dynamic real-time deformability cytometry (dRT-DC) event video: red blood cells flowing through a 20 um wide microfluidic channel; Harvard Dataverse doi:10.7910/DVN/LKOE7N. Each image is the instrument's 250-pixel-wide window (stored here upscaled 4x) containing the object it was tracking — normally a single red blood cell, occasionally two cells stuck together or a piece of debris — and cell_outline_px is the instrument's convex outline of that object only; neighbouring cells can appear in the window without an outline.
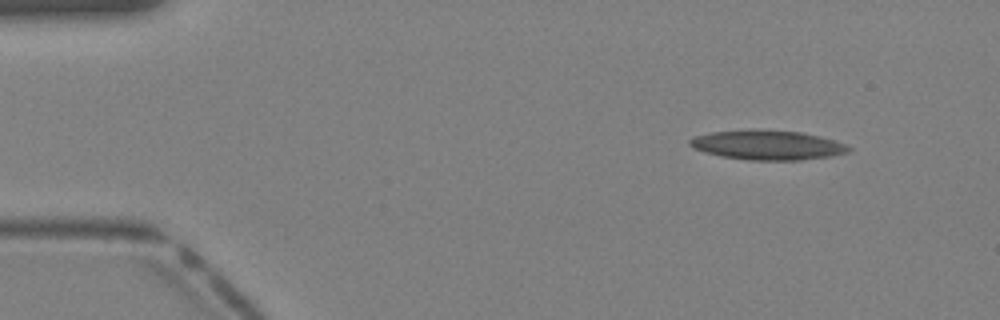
{"species": "Egyptian fruit bat (a non-hibernating species)", "species_latin": "Rousettus aegyptiacus", "temperature_condition": "warm", "stored_images_in_passage": 37, "camera_frame_rate_fps": 3000, "um_per_image_px": 0.085, "animal": {"sex": "female"}, "frame": {"image": 1, "passage_image": 1, "time_ms": 0.0, "image_size_px": [1000, 320], "cell_outline_px": [[852, 148], [848, 152], [828, 156], [800, 160], [748, 160], [720, 156], [704, 152], [692, 148], [688, 144], [688, 140], [696, 136], [712, 132], [800, 132], [832, 140], [844, 144]], "centroid_in_image_um": [65.2, 12.38], "position_along_channel_um": 19.8, "area_um2": 26.07}}
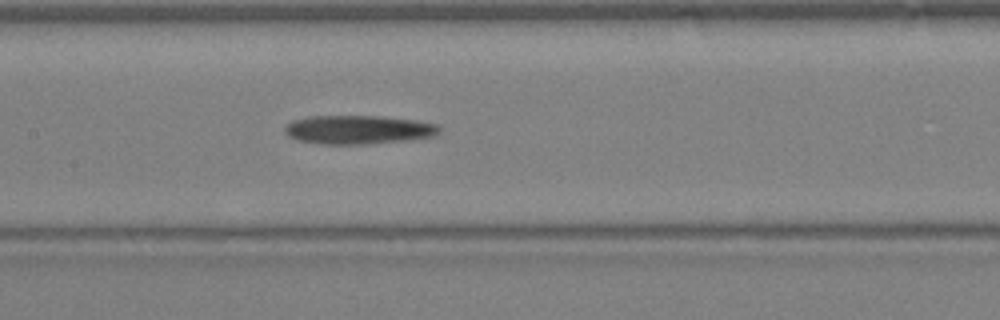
{"frame": {"image": 2, "passage_image": 16, "time_ms": 5.0, "image_size_px": [1000, 320], "cell_outline_px": [[440, 132], [432, 136], [408, 140], [368, 144], [320, 144], [300, 140], [288, 136], [284, 132], [284, 128], [292, 120], [308, 116], [380, 116], [416, 120], [436, 124], [440, 128]], "centroid_in_image_um": [30.44, 11.02], "position_along_channel_um": 177.0, "area_um2": 25.89}}
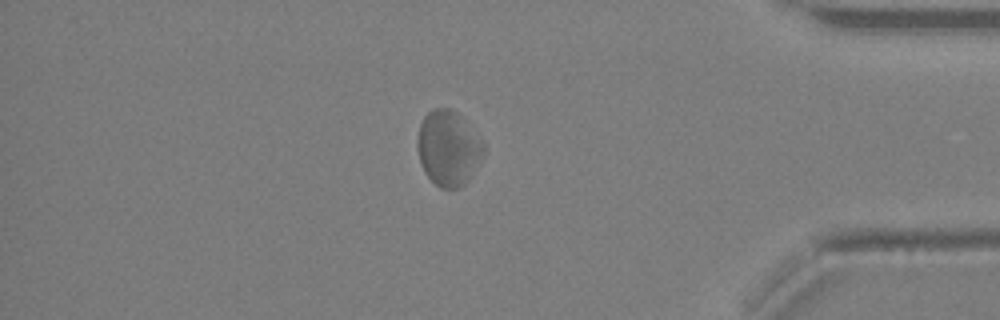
{"frame": {"image": 3, "passage_image": 31, "time_ms": 10.0, "image_size_px": [1000, 320], "cell_outline_px": [[484, 152], [464, 184], [456, 188], [440, 188], [424, 172], [420, 160], [416, 144], [416, 140], [420, 124], [424, 116], [432, 108], [448, 108], [456, 112], [460, 116], [484, 144]], "centroid_in_image_um": [38.05, 12.57], "position_along_channel_um": 397.1, "area_um2": 28.32}}